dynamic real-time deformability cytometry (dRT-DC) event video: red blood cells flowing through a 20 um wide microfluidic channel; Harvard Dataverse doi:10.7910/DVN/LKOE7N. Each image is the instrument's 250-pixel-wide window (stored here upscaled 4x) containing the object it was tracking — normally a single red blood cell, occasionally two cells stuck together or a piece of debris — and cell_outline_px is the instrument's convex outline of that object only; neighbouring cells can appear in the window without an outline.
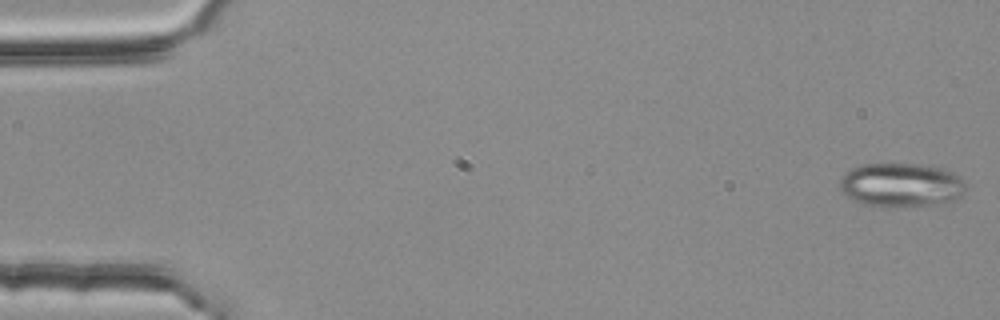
{"species": "common noctule bat (a hibernating species)", "species_latin": "Nyctalus noctula", "temperature_condition": "room temperature", "stored_images_in_passage": 4, "camera_frame_rate_fps": 3000, "um_per_image_px": 0.085, "animal": {"sex": "female", "body_mass_g": 25.1}, "frame": {"image": 1, "passage_image": 1, "time_ms": 0.0, "image_size_px": [1000, 320], "cell_outline_px": [[964, 192], [952, 200], [936, 204], [884, 208], [864, 204], [852, 200], [844, 196], [840, 192], [840, 180], [844, 172], [852, 168], [864, 164], [920, 164], [944, 168], [952, 172], [964, 180]], "centroid_in_image_um": [76.53, 15.73], "position_along_channel_um": 8.5, "area_um2": 32.54}}